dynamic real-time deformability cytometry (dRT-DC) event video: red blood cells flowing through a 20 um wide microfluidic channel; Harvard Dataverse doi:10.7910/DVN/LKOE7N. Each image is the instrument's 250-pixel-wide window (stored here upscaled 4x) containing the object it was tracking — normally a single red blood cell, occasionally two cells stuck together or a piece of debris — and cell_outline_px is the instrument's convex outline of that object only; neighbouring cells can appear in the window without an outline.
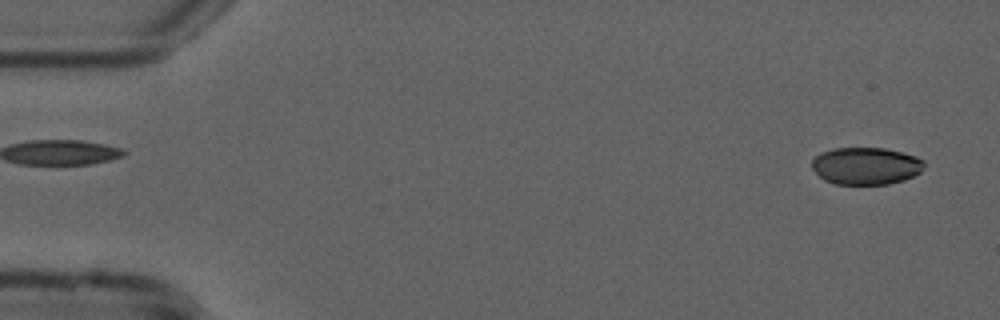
{"species": "common noctule bat (a hibernating species)", "species_latin": "Nyctalus noctula", "temperature_condition": "cold", "stored_images_in_passage": 53, "camera_frame_rate_fps": 3000, "um_per_image_px": 0.085, "animal": {"sex": "male", "forearm_length_mm": 52.5}, "frame": {"image": 1, "passage_image": 2, "time_ms": 0.333, "image_size_px": [1000, 320], "cell_outline_px": [[924, 168], [920, 172], [904, 180], [888, 184], [836, 184], [824, 180], [812, 168], [812, 160], [820, 152], [832, 148], [884, 148], [916, 156], [924, 160]], "centroid_in_image_um": [73.6, 14.1], "position_along_channel_um": 11.4, "area_um2": 24.39}}
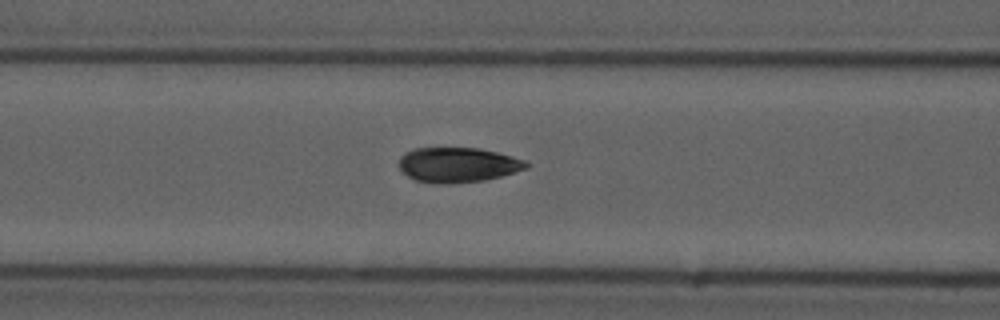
{"frame": {"image": 2, "passage_image": 21, "time_ms": 6.667, "image_size_px": [1000, 320], "cell_outline_px": [[528, 168], [500, 176], [484, 180], [440, 184], [416, 180], [408, 176], [400, 168], [400, 156], [404, 152], [412, 148], [480, 148], [512, 156], [524, 160], [528, 164]], "centroid_in_image_um": [38.9, 14.0], "position_along_channel_um": 127.7, "area_um2": 25.66}}
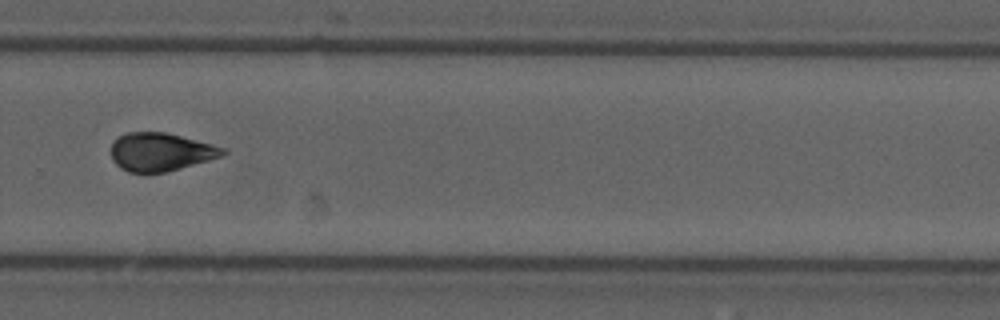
{"frame": {"image": 3, "passage_image": 36, "time_ms": 11.667, "image_size_px": [1000, 320], "cell_outline_px": [[228, 152], [220, 156], [208, 160], [168, 172], [144, 176], [128, 172], [120, 168], [112, 160], [112, 144], [120, 136], [128, 132], [164, 132], [228, 148]], "centroid_in_image_um": [13.64, 12.96], "position_along_channel_um": 316.2, "area_um2": 25.26}, "authors_computed_cell_mechanics": {"area_um2": 25.2586, "velocity_mm_per_s": 3.778, "shape_relaxation_time_tau1_ms": 3.0431, "shape_relaxation_time_tau2_ms": 2.87, "deformation_change_tau1": 0.1061, "deformation_change_tau2": 0.0568}}